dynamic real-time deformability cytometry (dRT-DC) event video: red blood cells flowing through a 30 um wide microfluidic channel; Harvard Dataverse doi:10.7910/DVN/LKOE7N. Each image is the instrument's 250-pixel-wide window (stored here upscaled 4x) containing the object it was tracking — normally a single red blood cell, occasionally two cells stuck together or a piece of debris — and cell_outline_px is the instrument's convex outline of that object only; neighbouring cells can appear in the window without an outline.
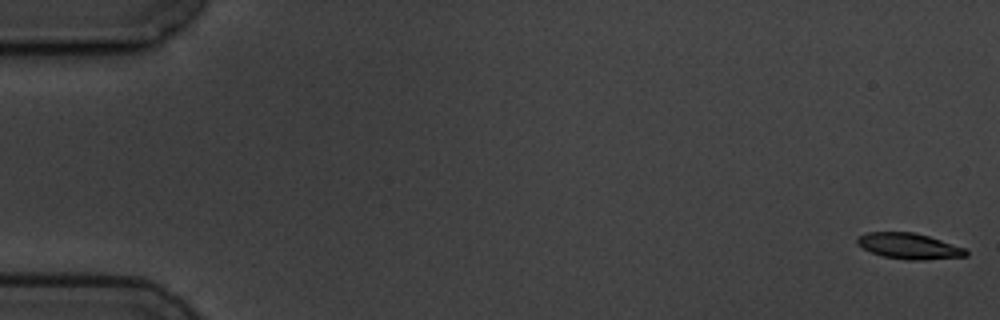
{"species": "common noctule bat (a hibernating species)", "species_latin": "Nyctalus noctula", "temperature_condition": "cold", "stored_images_in_passage": 6, "segment_of_instrument_passage": [2, 2], "camera_frame_rate_fps": 3000, "um_per_image_px": 0.085, "animal": {"sex": "male", "body_mass_g": 19.5, "forearm_length_mm": 54.6}, "frame": {"image": 1, "passage_image": 6, "time_ms": 6.0, "image_size_px": [1000, 320], "cell_outline_px": [[968, 256], [924, 260], [908, 260], [884, 256], [872, 252], [856, 244], [856, 240], [860, 236], [868, 232], [912, 232], [928, 236], [964, 248], [968, 252]], "centroid_in_image_um": [77.27, 20.92], "position_along_channel_um": 7.7, "area_um2": 16.13}}